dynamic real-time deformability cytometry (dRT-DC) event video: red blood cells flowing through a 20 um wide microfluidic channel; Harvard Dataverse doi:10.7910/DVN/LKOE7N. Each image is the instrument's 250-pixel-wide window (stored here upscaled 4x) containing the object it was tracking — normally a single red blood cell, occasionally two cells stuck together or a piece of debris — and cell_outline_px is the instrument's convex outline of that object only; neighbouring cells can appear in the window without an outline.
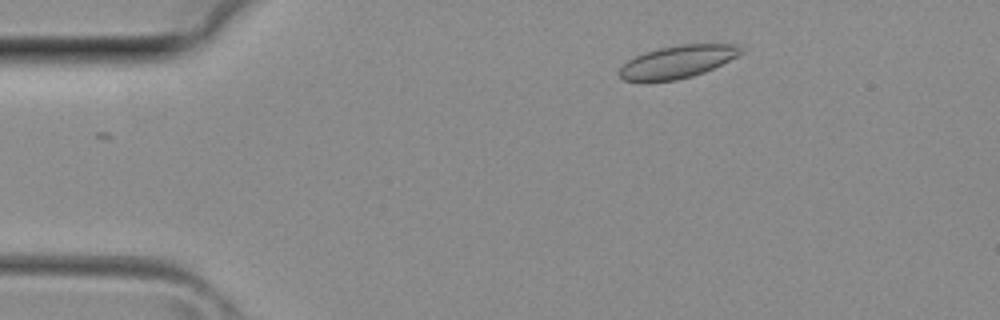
{"species": "common noctule bat (a hibernating species)", "species_latin": "Nyctalus noctula", "temperature_condition": "room temperature", "stored_images_in_passage": 29, "camera_frame_rate_fps": 3000, "um_per_image_px": 0.085, "animal": {"sex": "female", "body_mass_g": 29.2, "forearm_length_mm": 56.3}, "frame": {"image": 1, "passage_image": 2, "time_ms": 0.333, "image_size_px": [1000, 320], "cell_outline_px": [[744, 52], [704, 72], [692, 76], [676, 80], [624, 80], [620, 76], [620, 68], [628, 60], [644, 52], [660, 48], [680, 44], [736, 44], [744, 48]], "centroid_in_image_um": [57.62, 5.22], "position_along_channel_um": 27.4, "area_um2": 22.6}}
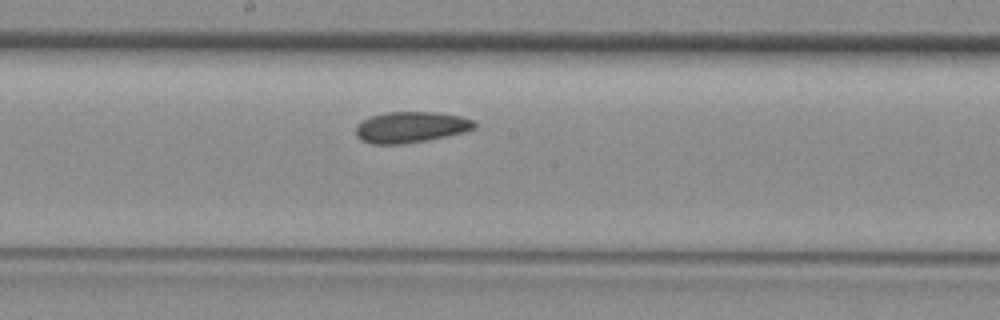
{"frame": {"image": 2, "passage_image": 16, "time_ms": 5.0, "image_size_px": [1000, 320], "cell_outline_px": [[476, 128], [444, 136], [424, 140], [400, 144], [372, 144], [360, 140], [356, 136], [356, 124], [360, 120], [384, 112], [436, 112], [460, 116], [472, 120], [476, 124]], "centroid_in_image_um": [34.84, 10.8], "position_along_channel_um": 213.4, "area_um2": 21.27}}
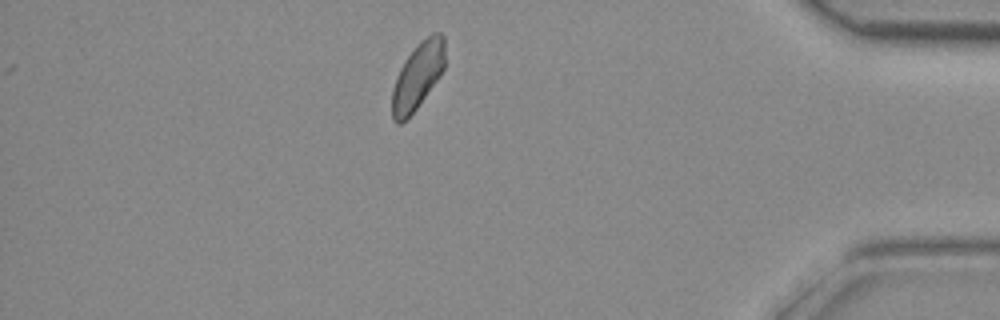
{"frame": {"image": 3, "passage_image": 29, "time_ms": 9.333, "image_size_px": [1000, 320], "cell_outline_px": [[444, 68], [440, 76], [416, 108], [400, 124], [396, 124], [392, 120], [392, 88], [396, 76], [404, 60], [432, 32], [440, 32], [444, 36]], "centroid_in_image_um": [35.49, 6.48], "position_along_channel_um": 399.7, "area_um2": 20.11}}